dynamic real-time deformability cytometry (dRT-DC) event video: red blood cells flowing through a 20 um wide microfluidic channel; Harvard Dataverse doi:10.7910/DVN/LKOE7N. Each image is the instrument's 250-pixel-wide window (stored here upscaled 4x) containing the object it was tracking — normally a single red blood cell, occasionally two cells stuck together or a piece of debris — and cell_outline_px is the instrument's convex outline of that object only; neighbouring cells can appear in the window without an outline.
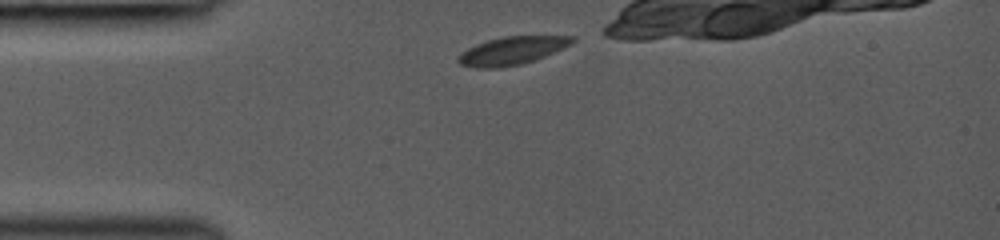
{"species": "common noctule bat (a hibernating species)", "species_latin": "Nyctalus noctula", "temperature_condition": "room temperature", "stored_images_in_passage": 20, "camera_frame_rate_fps": 3000, "um_per_image_px": 0.085, "animal": {"sex": "female", "body_mass_g": 19.0, "forearm_length_mm": 53.3}, "frame": {"image": 1, "passage_image": 1, "time_ms": 0.0, "image_size_px": [1000, 240], "cell_outline_px": [[576, 40], [572, 44], [544, 56], [520, 64], [496, 68], [476, 68], [460, 64], [456, 60], [456, 56], [468, 48], [476, 44], [488, 40], [504, 36], [576, 36]], "centroid_in_image_um": [43.49, 4.3], "position_along_channel_um": 41.5, "area_um2": 18.5}}
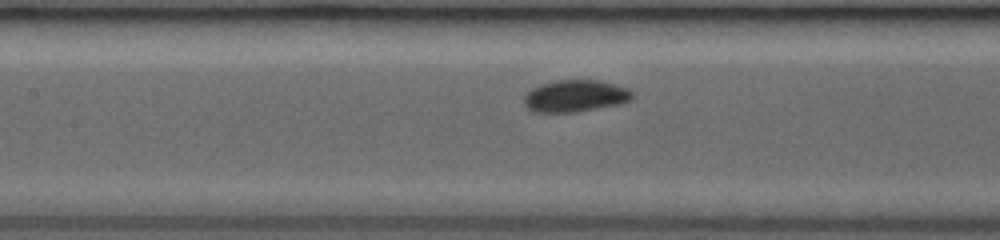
{"frame": {"image": 2, "passage_image": 13, "time_ms": 3.333, "image_size_px": [1000, 240], "cell_outline_px": [[632, 100], [620, 104], [576, 112], [532, 112], [524, 104], [524, 96], [532, 88], [540, 84], [556, 80], [600, 80], [628, 88], [632, 92]], "centroid_in_image_um": [48.9, 8.16], "position_along_channel_um": 158.5, "area_um2": 20.23}}
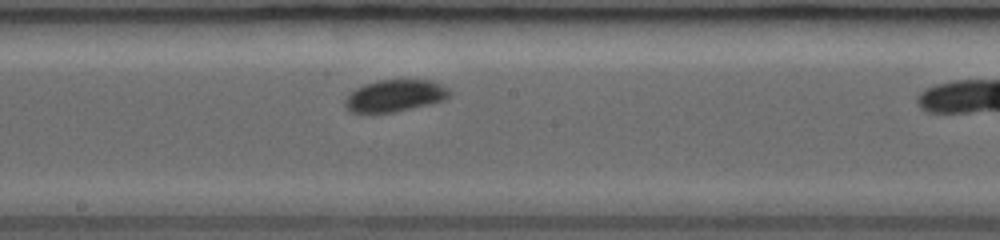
{"frame": {"image": 3, "passage_image": 18, "time_ms": 4.667, "image_size_px": [1000, 240], "cell_outline_px": [[452, 92], [444, 100], [396, 112], [352, 112], [344, 104], [344, 100], [356, 88], [364, 84], [376, 80], [432, 80], [448, 88]], "centroid_in_image_um": [33.59, 8.12], "position_along_channel_um": 214.6, "area_um2": 19.25}}